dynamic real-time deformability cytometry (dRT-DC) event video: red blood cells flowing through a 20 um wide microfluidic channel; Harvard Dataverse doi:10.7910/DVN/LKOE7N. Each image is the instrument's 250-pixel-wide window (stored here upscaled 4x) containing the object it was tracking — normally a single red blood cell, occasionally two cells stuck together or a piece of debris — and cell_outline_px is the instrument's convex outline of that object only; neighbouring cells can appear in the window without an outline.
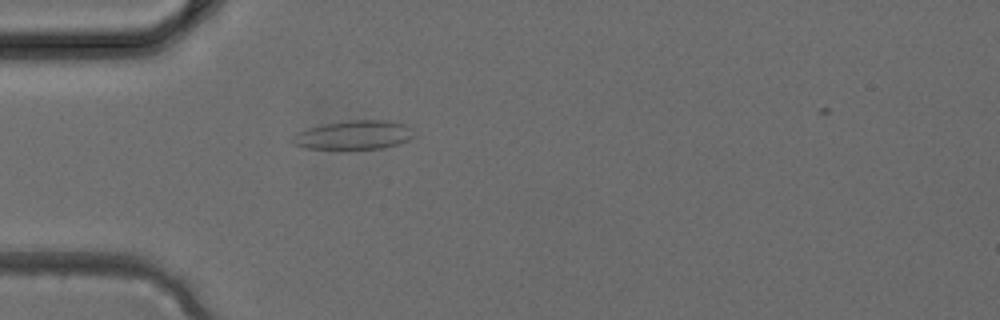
{"species": "common noctule bat (a hibernating species)", "species_latin": "Nyctalus noctula", "temperature_condition": "cold", "stored_images_in_passage": 3, "camera_frame_rate_fps": 3000, "um_per_image_px": 0.085, "animal": {"sex": "female", "body_mass_g": 24.6, "forearm_length_mm": 56.2}, "frame": {"image": 1, "passage_image": 3, "time_ms": 0.667, "image_size_px": [1000, 320], "cell_outline_px": [[416, 136], [400, 144], [380, 148], [304, 148], [292, 144], [288, 140], [296, 132], [308, 128], [324, 124], [348, 120], [388, 120], [404, 124]], "centroid_in_image_um": [30.03, 11.47], "position_along_channel_um": 55.0, "area_um2": 20.4}}